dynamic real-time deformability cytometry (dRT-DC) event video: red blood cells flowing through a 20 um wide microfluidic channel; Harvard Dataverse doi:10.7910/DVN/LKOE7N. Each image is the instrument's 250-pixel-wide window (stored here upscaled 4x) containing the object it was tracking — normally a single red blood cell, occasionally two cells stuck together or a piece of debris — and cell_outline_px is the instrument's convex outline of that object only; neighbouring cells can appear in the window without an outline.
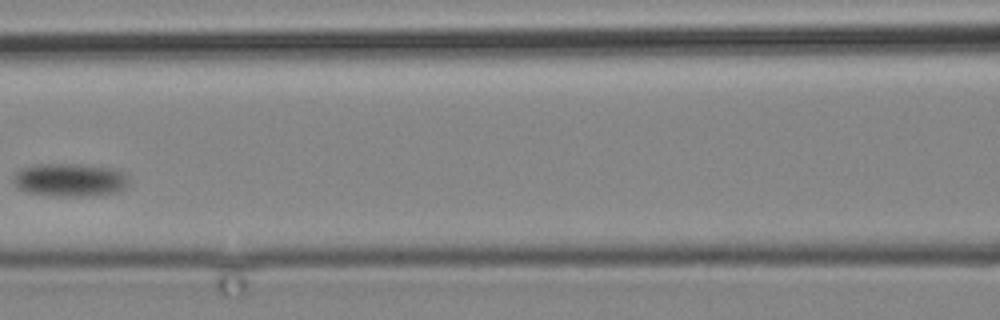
{"species": "common noctule bat (a hibernating species)", "species_latin": "Nyctalus noctula", "temperature_condition": "cold", "stored_images_in_passage": 7, "camera_frame_rate_fps": 3000, "um_per_image_px": 0.085, "animal": {"sex": "male", "body_mass_g": 19.2, "forearm_length_mm": 51.8}, "frame": {"image": 1, "passage_image": 4, "time_ms": 4.0, "image_size_px": [1000, 320], "cell_outline_px": [[128, 184], [124, 188], [116, 192], [92, 196], [52, 196], [28, 192], [12, 184], [12, 176], [20, 168], [36, 164], [80, 164], [112, 168], [120, 172], [128, 180]], "centroid_in_image_um": [5.87, 15.29], "position_along_channel_um": 160.7, "area_um2": 22.37}}
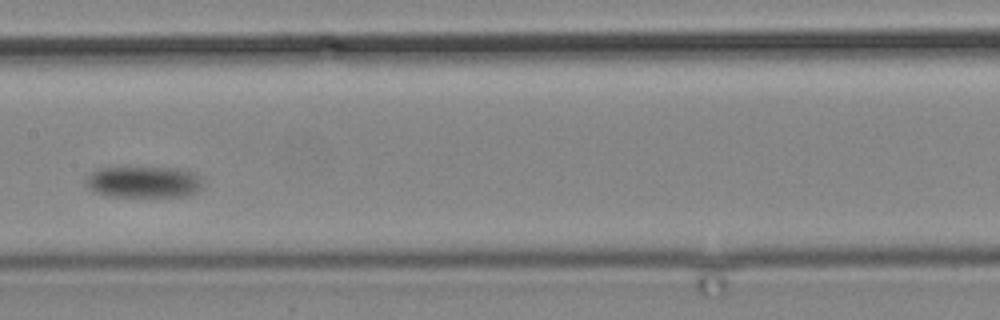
{"frame": {"image": 2, "passage_image": 5, "time_ms": 5.333, "image_size_px": [1000, 320], "cell_outline_px": [[200, 188], [196, 192], [184, 196], [112, 196], [96, 192], [88, 188], [88, 176], [96, 168], [176, 168], [192, 172], [200, 180]], "centroid_in_image_um": [12.19, 15.47], "position_along_channel_um": 195.2, "area_um2": 20.81}}